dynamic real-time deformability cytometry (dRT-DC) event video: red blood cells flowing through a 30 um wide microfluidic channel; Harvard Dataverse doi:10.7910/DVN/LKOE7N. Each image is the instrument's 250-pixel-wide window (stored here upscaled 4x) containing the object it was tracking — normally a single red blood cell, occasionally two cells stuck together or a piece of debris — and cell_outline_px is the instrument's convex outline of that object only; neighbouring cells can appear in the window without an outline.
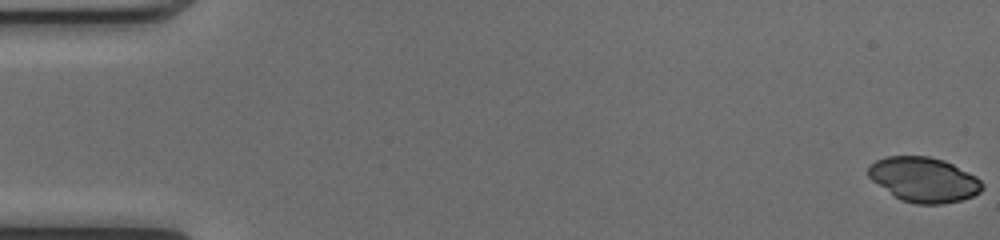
{"species": "common noctule bat (a hibernating species)", "species_latin": "Nyctalus noctula", "temperature_condition": "cold", "stored_images_in_passage": 51, "camera_frame_rate_fps": 3000, "um_per_image_px": 0.085, "animal": {"sex": "female", "body_mass_g": 17.0, "forearm_length_mm": 48.0}, "frame": {"image": 1, "passage_image": 1, "time_ms": 0.0, "image_size_px": [1000, 240], "cell_outline_px": [[984, 188], [980, 192], [972, 196], [960, 200], [944, 204], [916, 204], [900, 200], [872, 180], [868, 176], [868, 168], [876, 160], [884, 156], [928, 156], [944, 160], [976, 176], [984, 184]], "centroid_in_image_um": [78.53, 15.27], "position_along_channel_um": 6.5, "area_um2": 29.71}}